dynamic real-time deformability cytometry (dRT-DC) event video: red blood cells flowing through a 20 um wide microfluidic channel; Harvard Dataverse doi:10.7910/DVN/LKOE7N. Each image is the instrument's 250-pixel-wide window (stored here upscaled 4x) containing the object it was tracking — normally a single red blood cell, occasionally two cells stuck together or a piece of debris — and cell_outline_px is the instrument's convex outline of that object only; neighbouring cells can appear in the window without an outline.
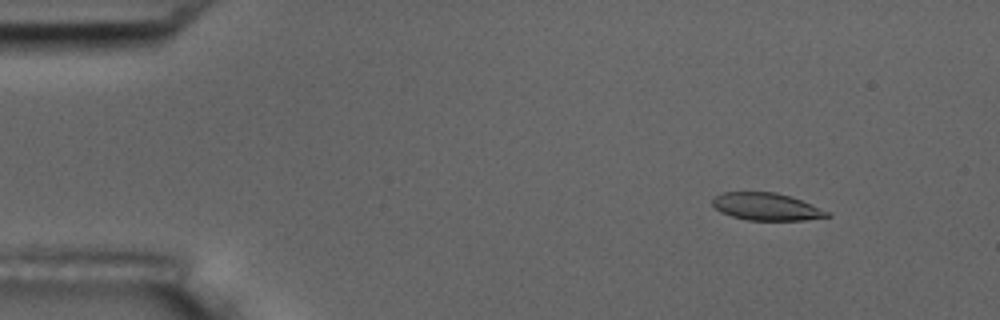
{"species": "common noctule bat (a hibernating species)", "species_latin": "Nyctalus noctula", "temperature_condition": "room temperature", "stored_images_in_passage": 5, "camera_frame_rate_fps": 3000, "um_per_image_px": 0.085, "animal": {"sex": "male", "body_mass_g": 17.5, "forearm_length_mm": 52.3}, "frame": {"image": 1, "passage_image": 2, "time_ms": 1.333, "image_size_px": [1000, 320], "cell_outline_px": [[832, 216], [804, 220], [748, 220], [732, 216], [720, 212], [712, 204], [712, 196], [724, 192], [776, 192], [800, 200], [832, 212]], "centroid_in_image_um": [65.14, 17.57], "position_along_channel_um": 19.9, "area_um2": 18.32}}